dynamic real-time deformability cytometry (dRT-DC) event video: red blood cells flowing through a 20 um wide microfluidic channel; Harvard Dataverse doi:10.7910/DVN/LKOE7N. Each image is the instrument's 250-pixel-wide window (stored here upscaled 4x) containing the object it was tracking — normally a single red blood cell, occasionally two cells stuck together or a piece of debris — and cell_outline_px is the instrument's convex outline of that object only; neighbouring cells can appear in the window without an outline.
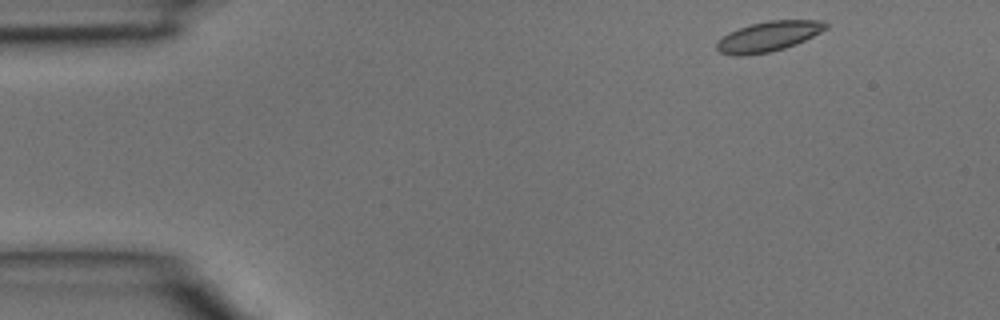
{"species": "common noctule bat (a hibernating species)", "species_latin": "Nyctalus noctula", "temperature_condition": "room temperature", "stored_images_in_passage": 37, "camera_frame_rate_fps": 3000, "um_per_image_px": 0.085, "animal": {"sex": "male", "body_mass_g": 15.6}, "frame": {"image": 1, "passage_image": 1, "time_ms": 0.0, "image_size_px": [1000, 320], "cell_outline_px": [[828, 28], [796, 44], [784, 48], [768, 52], [744, 56], [732, 56], [720, 52], [716, 48], [716, 44], [728, 32], [752, 24], [768, 20], [824, 20], [828, 24]], "centroid_in_image_um": [65.33, 3.1], "position_along_channel_um": 19.7, "area_um2": 19.02}}
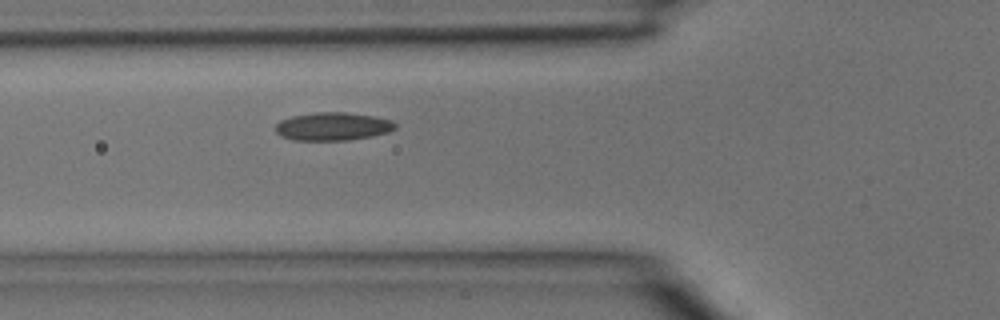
{"frame": {"image": 2, "passage_image": 11, "time_ms": 3.333, "image_size_px": [1000, 320], "cell_outline_px": [[396, 128], [388, 132], [372, 136], [348, 140], [292, 140], [280, 136], [272, 128], [280, 120], [292, 116], [316, 112], [344, 112], [376, 116], [392, 120], [396, 124]], "centroid_in_image_um": [28.26, 10.74], "position_along_channel_um": 97.5, "area_um2": 19.83}}
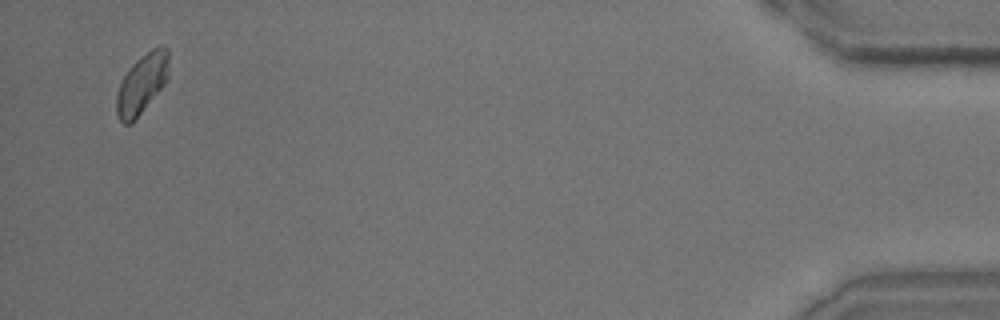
{"frame": {"image": 3, "passage_image": 36, "time_ms": 11.667, "image_size_px": [1000, 320], "cell_outline_px": [[168, 80], [132, 124], [124, 124], [120, 120], [116, 112], [116, 96], [120, 84], [128, 68], [136, 60], [152, 48], [164, 44], [168, 48]], "centroid_in_image_um": [12.07, 7.11], "position_along_channel_um": 423.1, "area_um2": 18.32}}